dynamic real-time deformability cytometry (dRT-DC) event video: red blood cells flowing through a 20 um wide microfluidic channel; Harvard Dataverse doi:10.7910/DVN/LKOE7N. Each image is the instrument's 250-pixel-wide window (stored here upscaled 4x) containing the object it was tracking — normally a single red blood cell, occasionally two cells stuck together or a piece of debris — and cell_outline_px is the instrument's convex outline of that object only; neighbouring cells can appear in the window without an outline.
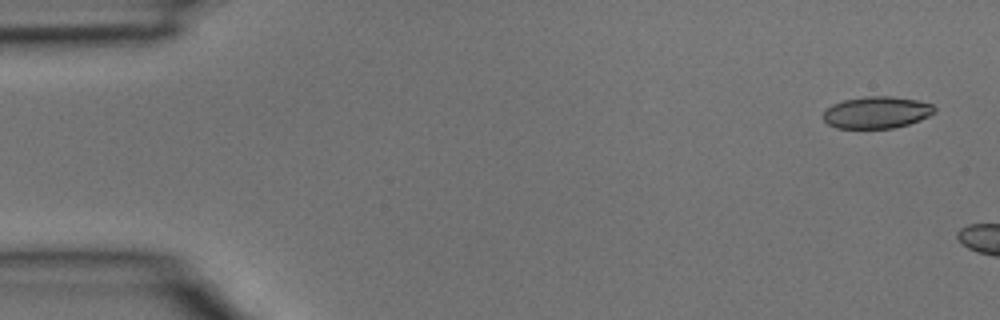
{"species": "common noctule bat (a hibernating species)", "species_latin": "Nyctalus noctula", "temperature_condition": "room temperature", "stored_images_in_passage": 2, "camera_frame_rate_fps": 3000, "um_per_image_px": 0.085, "animal": {"sex": "male", "body_mass_g": 15.6}, "frame": {"image": 1, "passage_image": 1, "time_ms": 0.0, "image_size_px": [1000, 320], "cell_outline_px": [[936, 112], [920, 120], [908, 124], [892, 128], [836, 128], [828, 124], [824, 120], [824, 112], [832, 104], [844, 100], [864, 96], [892, 96], [916, 100], [932, 104], [936, 108]], "centroid_in_image_um": [74.53, 9.55], "position_along_channel_um": 10.5, "area_um2": 20.63}}